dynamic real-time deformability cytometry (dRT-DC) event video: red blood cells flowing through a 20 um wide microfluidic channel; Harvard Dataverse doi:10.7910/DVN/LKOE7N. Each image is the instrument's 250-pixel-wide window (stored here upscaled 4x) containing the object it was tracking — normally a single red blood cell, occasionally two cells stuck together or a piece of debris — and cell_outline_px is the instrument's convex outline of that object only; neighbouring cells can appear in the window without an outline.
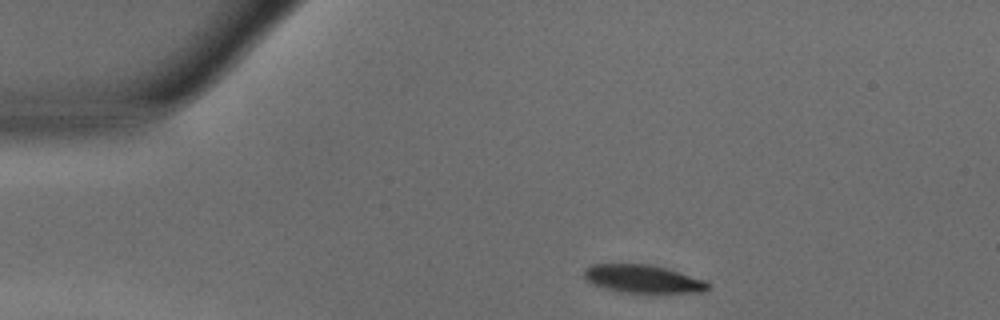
{"species": "common noctule bat (a hibernating species)", "species_latin": "Nyctalus noctula", "temperature_condition": "warm", "stored_images_in_passage": 30, "camera_frame_rate_fps": 3000, "um_per_image_px": 0.085, "animal": {"sex": "male", "body_mass_g": 15.6}, "frame": {"image": 1, "passage_image": 1, "time_ms": 0.0, "image_size_px": [1000, 320], "cell_outline_px": [[708, 288], [704, 292], [656, 296], [628, 292], [604, 288], [592, 284], [584, 276], [584, 268], [592, 264], [648, 264], [668, 268], [704, 280], [708, 284]], "centroid_in_image_um": [54.71, 23.75], "position_along_channel_um": 30.3, "area_um2": 21.04}}
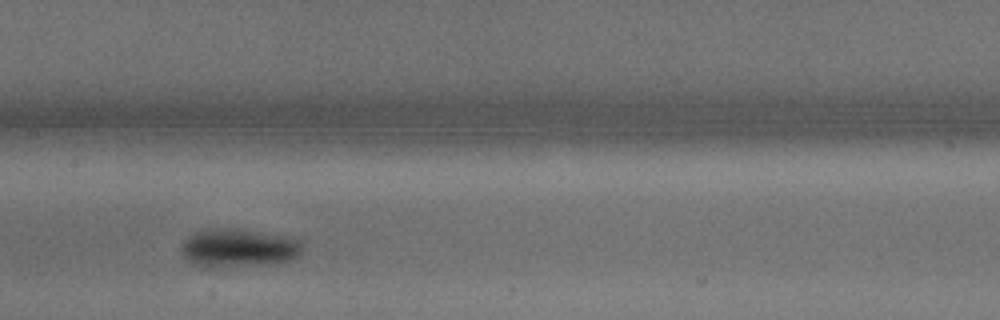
{"frame": {"image": 2, "passage_image": 16, "time_ms": 5.0, "image_size_px": [1000, 320], "cell_outline_px": [[304, 248], [292, 260], [280, 264], [212, 268], [204, 268], [192, 264], [180, 252], [180, 244], [188, 236], [204, 228], [236, 228], [280, 236], [300, 240]], "centroid_in_image_um": [20.22, 21.11], "position_along_channel_um": 187.2, "area_um2": 27.74}}
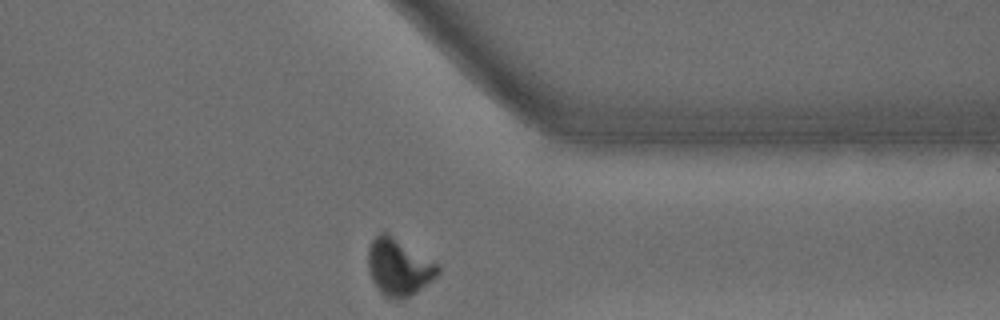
{"frame": {"image": 3, "passage_image": 30, "time_ms": 9.667, "image_size_px": [1000, 320], "cell_outline_px": [[440, 272], [432, 280], [416, 292], [400, 300], [396, 300], [384, 296], [380, 292], [372, 280], [368, 268], [368, 248], [372, 240], [380, 232], [388, 232], [440, 264]], "centroid_in_image_um": [33.9, 22.69], "position_along_channel_um": 377.5, "area_um2": 23.41}, "authors_computed_cell_mechanics": {"area_um2": 25.2008, "velocity_mm_per_s": 4.1935, "shape_relaxation_time_tau1_ms": 2.4253, "shape_relaxation_time_tau2_ms": 8.3649, "deformation_change_tau1": 0.1509, "deformation_change_tau2": 0.1009}}